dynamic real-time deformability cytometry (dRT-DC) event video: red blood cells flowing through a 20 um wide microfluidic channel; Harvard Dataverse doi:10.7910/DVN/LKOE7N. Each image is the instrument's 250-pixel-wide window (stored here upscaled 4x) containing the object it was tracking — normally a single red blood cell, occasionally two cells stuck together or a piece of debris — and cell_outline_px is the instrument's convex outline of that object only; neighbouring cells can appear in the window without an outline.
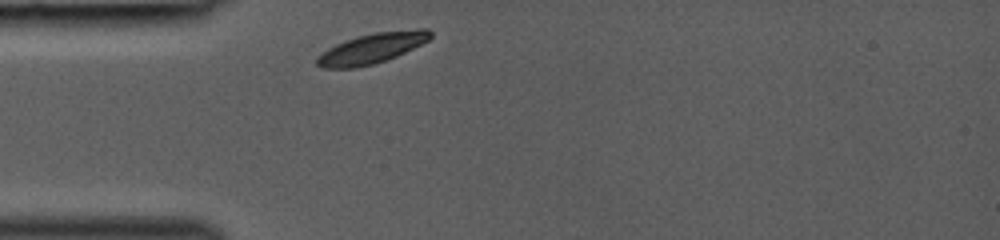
{"species": "common noctule bat (a hibernating species)", "species_latin": "Nyctalus noctula", "temperature_condition": "room temperature", "stored_images_in_passage": 28, "segment_of_instrument_passage": [1, 2], "camera_frame_rate_fps": 3000, "um_per_image_px": 0.085, "animal": {"sex": "female", "body_mass_g": 19.0, "forearm_length_mm": 53.3}, "frame": {"image": 1, "passage_image": 1, "time_ms": 0.0, "image_size_px": [1000, 240], "cell_outline_px": [[432, 36], [428, 40], [396, 56], [372, 64], [356, 68], [320, 68], [316, 64], [316, 56], [328, 48], [344, 40], [376, 32], [416, 28], [428, 28], [432, 32]], "centroid_in_image_um": [31.59, 4.1], "position_along_channel_um": 53.4, "area_um2": 19.94}}
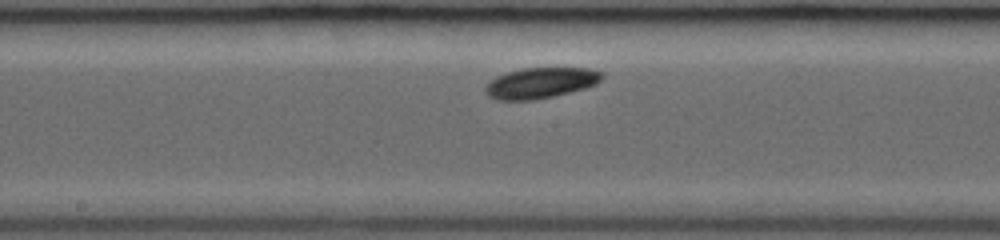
{"frame": {"image": 2, "passage_image": 12, "time_ms": 3.667, "image_size_px": [1000, 240], "cell_outline_px": [[604, 76], [596, 84], [584, 88], [536, 100], [496, 100], [488, 96], [484, 92], [484, 88], [496, 76], [508, 72], [524, 68], [588, 68], [604, 72]], "centroid_in_image_um": [45.95, 7.05], "position_along_channel_um": 202.3, "area_um2": 20.81}}
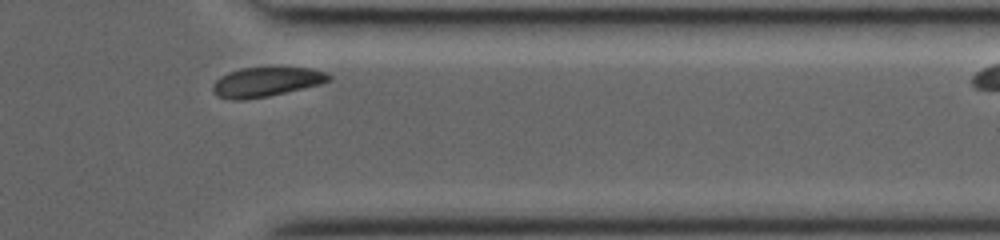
{"frame": {"image": 3, "passage_image": 25, "time_ms": 8.0, "image_size_px": [1000, 240], "cell_outline_px": [[332, 80], [320, 84], [268, 96], [244, 100], [232, 100], [216, 96], [212, 88], [212, 84], [220, 76], [228, 72], [240, 68], [312, 68], [324, 72], [332, 76]], "centroid_in_image_um": [22.6, 6.97], "position_along_channel_um": 388.8, "area_um2": 19.88}}